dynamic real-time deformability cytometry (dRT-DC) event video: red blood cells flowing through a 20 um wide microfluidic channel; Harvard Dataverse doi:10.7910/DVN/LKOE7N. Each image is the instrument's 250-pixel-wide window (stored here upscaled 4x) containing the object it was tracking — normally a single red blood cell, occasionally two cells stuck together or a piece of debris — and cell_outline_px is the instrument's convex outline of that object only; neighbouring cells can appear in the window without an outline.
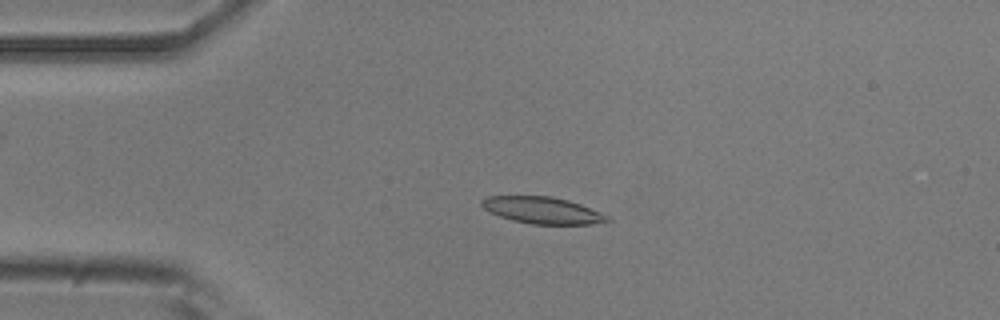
{"species": "common noctule bat (a hibernating species)", "species_latin": "Nyctalus noctula", "temperature_condition": "room temperature", "stored_images_in_passage": 51, "camera_frame_rate_fps": 3000, "um_per_image_px": 0.085, "animal": {"sex": "male", "body_mass_g": 20.5, "forearm_length_mm": 52.5}, "frame": {"image": 1, "passage_image": 11, "time_ms": 3.333, "image_size_px": [1000, 320], "cell_outline_px": [[612, 220], [592, 224], [532, 224], [512, 220], [488, 212], [480, 204], [480, 200], [488, 196], [552, 196], [568, 200], [580, 204], [600, 212], [608, 216]], "centroid_in_image_um": [46.08, 17.87], "position_along_channel_um": 38.9, "area_um2": 19.54}}
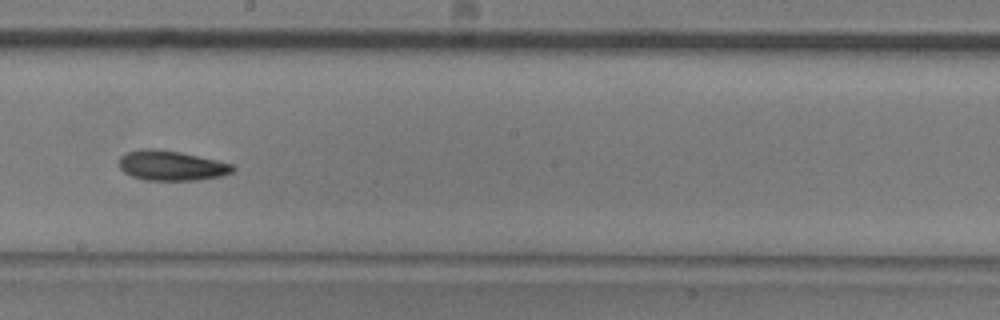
{"frame": {"image": 2, "passage_image": 28, "time_ms": 9.0, "image_size_px": [1000, 320], "cell_outline_px": [[236, 168], [232, 172], [220, 176], [196, 180], [144, 180], [132, 176], [124, 172], [120, 168], [120, 156], [128, 152], [140, 148], [152, 148], [180, 152], [216, 160], [232, 164]], "centroid_in_image_um": [14.55, 14.07], "position_along_channel_um": 233.7, "area_um2": 19.71}}
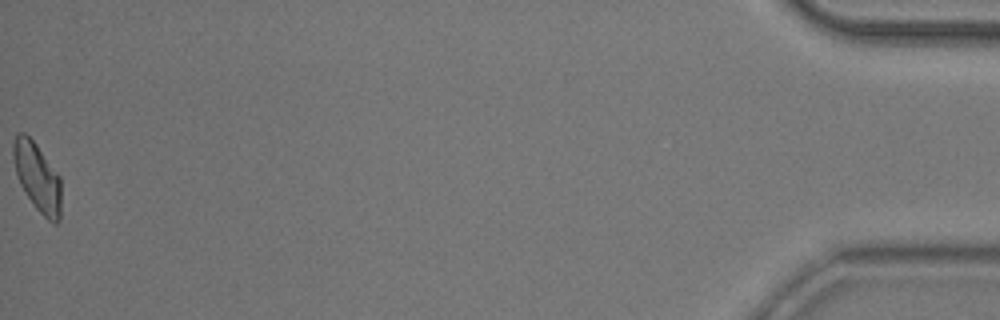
{"frame": {"image": 3, "passage_image": 51, "time_ms": 16.667, "image_size_px": [1000, 320], "cell_outline_px": [[60, 220], [56, 224], [52, 224], [36, 208], [24, 192], [16, 176], [12, 156], [12, 140], [20, 132], [24, 132], [36, 144], [60, 176]], "centroid_in_image_um": [3.15, 15.05], "position_along_channel_um": 432.1, "area_um2": 19.25}, "authors_computed_cell_mechanics": {"area_um2": 19.5364, "velocity_mm_per_s": 3.9038, "shape_relaxation_time_tau1_ms": 6.0482, "shape_relaxation_time_tau2_ms": 9.6326, "deformation_change_tau1": 0.1357, "deformation_change_tau2": 0.2068}}